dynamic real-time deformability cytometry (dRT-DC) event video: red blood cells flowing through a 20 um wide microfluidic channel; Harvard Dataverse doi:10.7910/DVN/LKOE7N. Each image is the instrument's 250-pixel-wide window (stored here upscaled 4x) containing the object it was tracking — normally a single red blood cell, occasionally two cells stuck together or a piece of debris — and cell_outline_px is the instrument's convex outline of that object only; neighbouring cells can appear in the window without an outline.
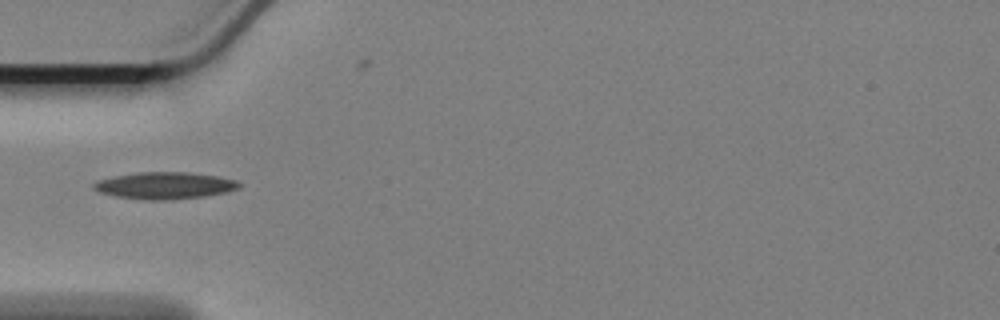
{"species": "Egyptian fruit bat (a non-hibernating species)", "species_latin": "Rousettus aegyptiacus", "temperature_condition": "cold", "stored_images_in_passage": 19, "camera_frame_rate_fps": 3000, "um_per_image_px": 0.085, "animal": {"sex": "female"}, "frame": {"image": 1, "passage_image": 1, "time_ms": 0.0, "image_size_px": [1000, 320], "cell_outline_px": [[240, 188], [224, 192], [204, 196], [168, 200], [144, 200], [116, 196], [100, 192], [92, 188], [92, 184], [100, 180], [116, 176], [136, 172], [188, 172], [216, 176], [236, 180], [240, 184]], "centroid_in_image_um": [13.99, 15.77], "position_along_channel_um": 71.0, "area_um2": 22.6}}
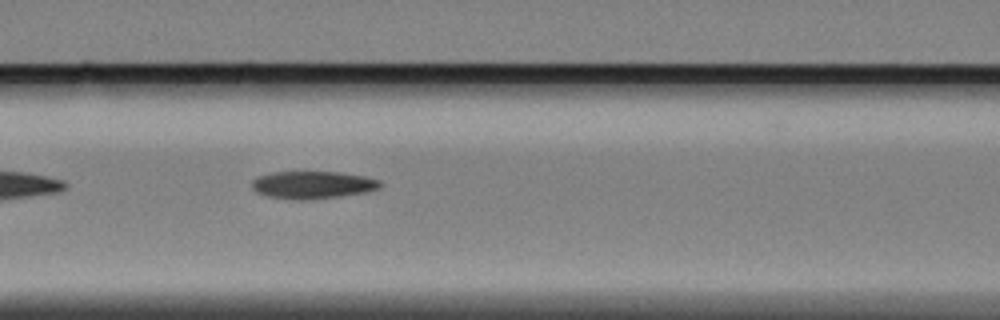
{"frame": {"image": 2, "passage_image": 7, "time_ms": 2.0, "image_size_px": [1000, 320], "cell_outline_px": [[384, 184], [380, 188], [368, 192], [312, 200], [292, 200], [268, 196], [256, 192], [252, 188], [252, 180], [260, 176], [272, 172], [340, 172], [364, 176], [380, 180]], "centroid_in_image_um": [26.61, 15.72], "position_along_channel_um": 140.0, "area_um2": 20.81}}
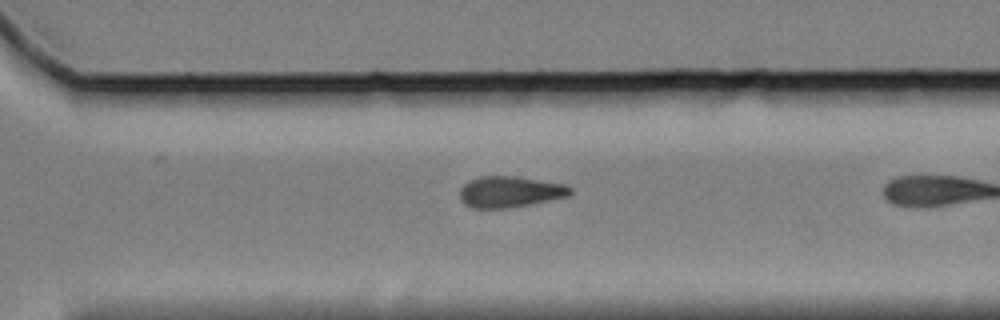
{"frame": {"image": 3, "passage_image": 18, "time_ms": 5.667, "image_size_px": [1000, 320], "cell_outline_px": [[572, 192], [568, 196], [508, 208], [472, 208], [464, 204], [460, 200], [460, 188], [468, 180], [480, 176], [516, 176], [564, 184], [572, 188]], "centroid_in_image_um": [43.3, 16.29], "position_along_channel_um": 327.3, "area_um2": 20.0}}